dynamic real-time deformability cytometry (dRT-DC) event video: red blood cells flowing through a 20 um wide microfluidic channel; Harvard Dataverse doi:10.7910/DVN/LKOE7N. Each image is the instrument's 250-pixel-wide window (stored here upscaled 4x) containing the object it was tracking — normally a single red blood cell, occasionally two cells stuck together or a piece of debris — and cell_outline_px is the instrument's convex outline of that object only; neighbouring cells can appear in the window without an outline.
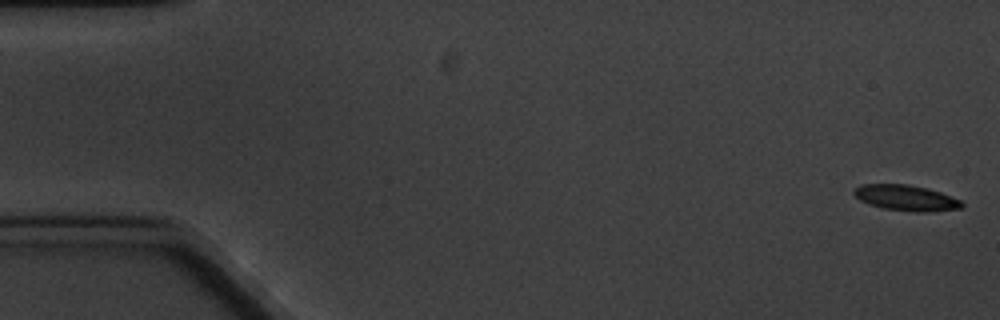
{"species": "common noctule bat (a hibernating species)", "species_latin": "Nyctalus noctula", "temperature_condition": "cold", "stored_images_in_passage": 17, "camera_frame_rate_fps": 3000, "um_per_image_px": 0.085, "animal": {"sex": "male", "body_mass_g": 20.1, "forearm_length_mm": 53.5}, "frame": {"image": 1, "passage_image": 1, "time_ms": 0.0, "image_size_px": [1000, 320], "cell_outline_px": [[964, 208], [932, 212], [912, 212], [880, 208], [868, 204], [860, 200], [852, 192], [856, 188], [864, 184], [904, 184], [924, 188], [940, 192], [960, 200], [964, 204]], "centroid_in_image_um": [77.03, 16.84], "position_along_channel_um": 8.0, "area_um2": 16.18}}
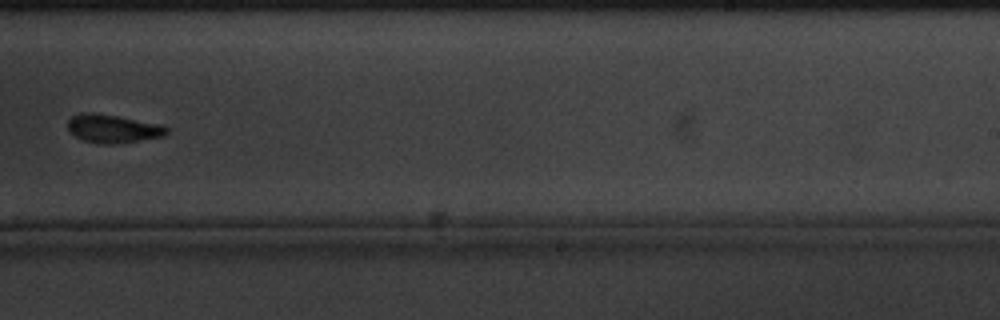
{"frame": {"image": 2, "passage_image": 11, "time_ms": 12.333, "image_size_px": [1000, 320], "cell_outline_px": [[168, 132], [164, 136], [112, 144], [104, 144], [84, 140], [68, 132], [68, 120], [72, 116], [80, 112], [92, 112], [116, 116], [160, 124], [168, 128]], "centroid_in_image_um": [9.56, 10.92], "position_along_channel_um": 279.4, "area_um2": 16.13}}
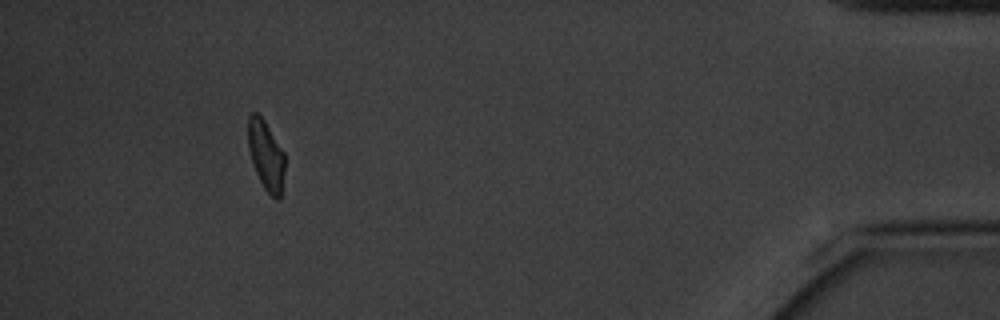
{"frame": {"image": 3, "passage_image": 16, "time_ms": 18.333, "image_size_px": [1000, 320], "cell_outline_px": [[284, 168], [280, 200], [276, 200], [264, 188], [252, 164], [248, 148], [248, 116], [252, 112], [256, 112], [264, 120], [284, 152]], "centroid_in_image_um": [22.59, 13.19], "position_along_channel_um": 412.6, "area_um2": 14.8}, "authors_computed_cell_mechanics": {"area_um2": 16.184, "velocity_mm_per_s": 3.2598, "shape_relaxation_time_tau1_ms": 1.5477, "shape_relaxation_time_tau2_ms": null, "deformation_change_tau1": 0.0995, "deformation_change_tau2": null}}